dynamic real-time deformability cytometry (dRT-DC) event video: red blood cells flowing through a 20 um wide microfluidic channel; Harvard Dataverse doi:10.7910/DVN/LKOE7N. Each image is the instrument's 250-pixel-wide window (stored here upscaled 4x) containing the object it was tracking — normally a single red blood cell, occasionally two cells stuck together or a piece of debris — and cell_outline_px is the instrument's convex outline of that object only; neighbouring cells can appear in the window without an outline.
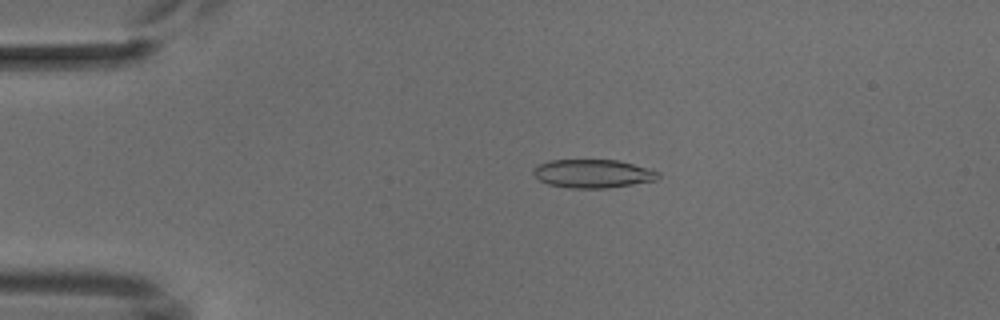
{"species": "common noctule bat (a hibernating species)", "species_latin": "Nyctalus noctula", "temperature_condition": "cold", "stored_images_in_passage": 2, "camera_frame_rate_fps": 3000, "um_per_image_px": 0.085, "animal": {"sex": "male", "body_mass_g": 18.8}, "frame": {"image": 1, "passage_image": 1, "time_ms": 0.0, "image_size_px": [1000, 320], "cell_outline_px": [[660, 176], [656, 180], [608, 188], [568, 188], [548, 184], [540, 180], [532, 172], [532, 168], [548, 160], [616, 160], [648, 168], [660, 172]], "centroid_in_image_um": [50.38, 14.76], "position_along_channel_um": 34.6, "area_um2": 20.63}}